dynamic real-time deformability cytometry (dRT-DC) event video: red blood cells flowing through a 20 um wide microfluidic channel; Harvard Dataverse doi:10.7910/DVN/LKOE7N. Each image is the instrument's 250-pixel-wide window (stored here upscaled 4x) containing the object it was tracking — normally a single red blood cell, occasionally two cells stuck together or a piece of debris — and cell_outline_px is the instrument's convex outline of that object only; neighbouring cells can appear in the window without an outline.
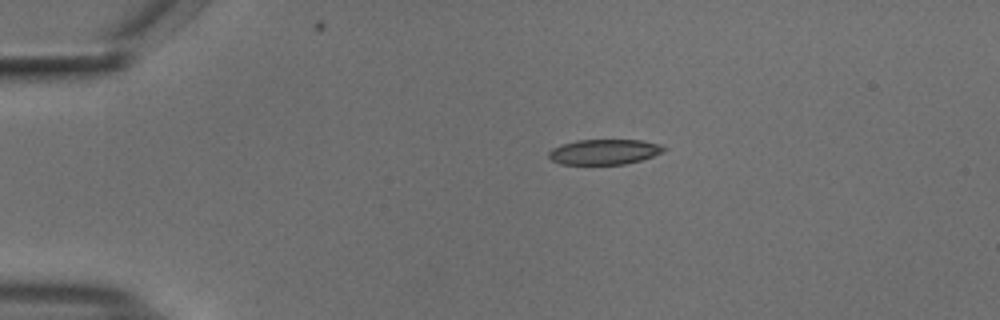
{"species": "common noctule bat (a hibernating species)", "species_latin": "Nyctalus noctula", "temperature_condition": "cold", "stored_images_in_passage": 44, "camera_frame_rate_fps": 3000, "um_per_image_px": 0.085, "animal": {"sex": "male", "body_mass_g": 18.8}, "frame": {"image": 1, "passage_image": 1, "time_ms": 0.0, "image_size_px": [1000, 320], "cell_outline_px": [[664, 148], [660, 152], [652, 156], [640, 160], [624, 164], [560, 164], [552, 160], [548, 156], [548, 152], [552, 148], [576, 140], [640, 140], [660, 144]], "centroid_in_image_um": [51.31, 12.91], "position_along_channel_um": 33.7, "area_um2": 16.65}}
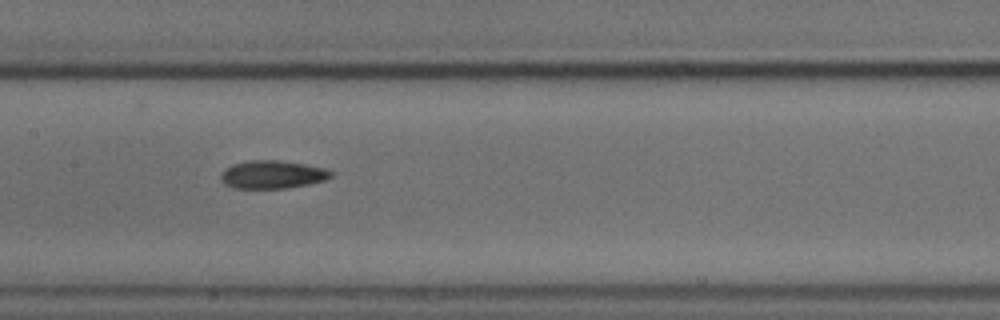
{"frame": {"image": 2, "passage_image": 17, "time_ms": 5.333, "image_size_px": [1000, 320], "cell_outline_px": [[332, 176], [324, 180], [308, 184], [284, 188], [232, 188], [224, 184], [220, 180], [220, 176], [224, 168], [232, 164], [248, 160], [280, 160], [304, 164], [324, 168], [332, 172]], "centroid_in_image_um": [23.09, 14.83], "position_along_channel_um": 184.3, "area_um2": 18.03}}
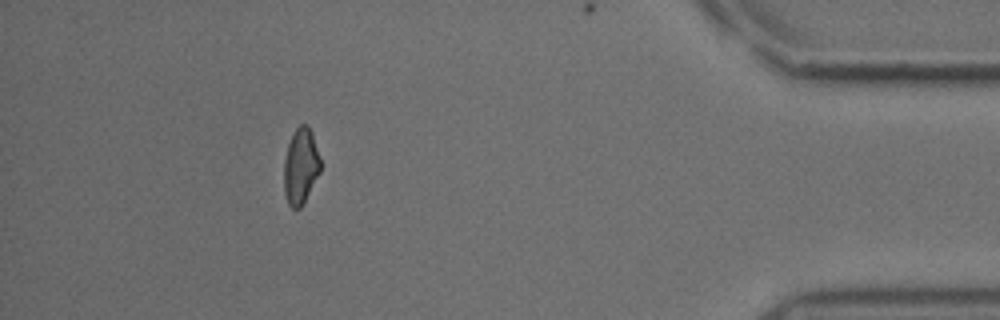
{"frame": {"image": 3, "passage_image": 39, "time_ms": 12.667, "image_size_px": [1000, 320], "cell_outline_px": [[320, 172], [300, 208], [292, 208], [288, 204], [284, 192], [284, 160], [288, 144], [296, 128], [300, 124], [308, 124], [312, 132], [320, 160]], "centroid_in_image_um": [25.55, 14.11], "position_along_channel_um": 409.7, "area_um2": 15.95}, "authors_computed_cell_mechanics": {"area_um2": 17.5423, "velocity_mm_per_s": 3.729, "shape_relaxation_time_tau1_ms": 3.5611, "shape_relaxation_time_tau2_ms": 3.8189, "deformation_change_tau1": 0.104, "deformation_change_tau2": 0.1006}}